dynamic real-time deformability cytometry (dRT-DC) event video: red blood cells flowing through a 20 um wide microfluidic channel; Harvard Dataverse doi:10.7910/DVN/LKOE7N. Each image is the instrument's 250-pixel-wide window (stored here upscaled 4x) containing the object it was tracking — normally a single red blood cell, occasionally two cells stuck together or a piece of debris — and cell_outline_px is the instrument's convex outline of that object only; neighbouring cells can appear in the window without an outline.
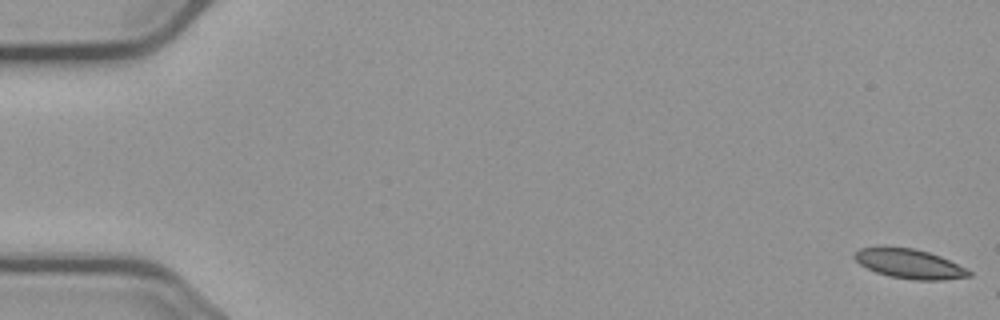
{"species": "common noctule bat (a hibernating species)", "species_latin": "Nyctalus noctula", "temperature_condition": "cold", "stored_images_in_passage": 5, "camera_frame_rate_fps": 3000, "um_per_image_px": 0.085, "animal": {"sex": "male", "body_mass_g": 23.1, "forearm_length_mm": 52.7}, "frame": {"image": 1, "passage_image": 1, "time_ms": 0.0, "image_size_px": [1000, 320], "cell_outline_px": [[972, 276], [944, 280], [912, 280], [888, 276], [876, 272], [860, 264], [852, 256], [860, 248], [912, 248], [928, 252], [940, 256], [972, 272]], "centroid_in_image_um": [77.32, 22.45], "position_along_channel_um": 7.7, "area_um2": 19.25}}